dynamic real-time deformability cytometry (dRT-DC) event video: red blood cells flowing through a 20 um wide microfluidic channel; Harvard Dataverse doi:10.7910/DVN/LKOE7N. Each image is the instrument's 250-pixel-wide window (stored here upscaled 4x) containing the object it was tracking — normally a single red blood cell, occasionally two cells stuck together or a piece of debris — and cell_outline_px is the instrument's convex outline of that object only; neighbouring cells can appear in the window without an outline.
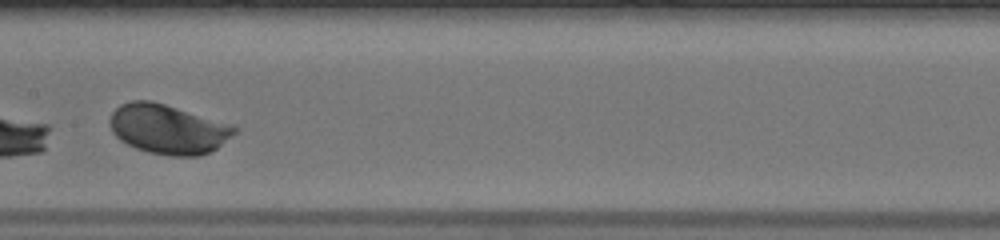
{"species": "human", "species_latin": "Homo sapiens", "temperature_condition": "warm", "stored_images_in_passage": 33, "segment_of_instrument_passage": [2, 2], "camera_frame_rate_fps": 3000, "um_per_image_px": 0.085, "donor": {"sex": "male"}, "frame": {"image": 1, "passage_image": 17, "time_ms": 5.333, "image_size_px": [1000, 240], "cell_outline_px": [[240, 128], [232, 136], [216, 148], [200, 156], [168, 156], [148, 152], [136, 148], [120, 140], [112, 132], [108, 120], [112, 112], [120, 104], [132, 100], [152, 100], [232, 124]], "centroid_in_image_um": [14.27, 10.97], "position_along_channel_um": 193.1, "area_um2": 36.18}}
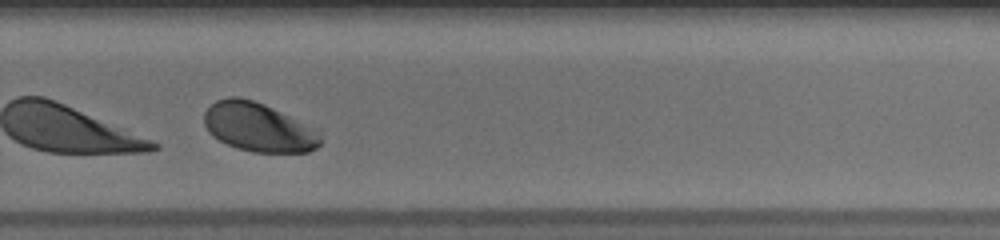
{"frame": {"image": 2, "passage_image": 26, "time_ms": 8.333, "image_size_px": [1000, 240], "cell_outline_px": [[320, 144], [316, 148], [308, 152], [252, 152], [236, 148], [212, 136], [208, 132], [204, 124], [204, 112], [216, 100], [228, 96], [236, 96], [252, 100], [264, 104], [320, 128]], "centroid_in_image_um": [22.01, 10.81], "position_along_channel_um": 307.8, "area_um2": 33.58}}